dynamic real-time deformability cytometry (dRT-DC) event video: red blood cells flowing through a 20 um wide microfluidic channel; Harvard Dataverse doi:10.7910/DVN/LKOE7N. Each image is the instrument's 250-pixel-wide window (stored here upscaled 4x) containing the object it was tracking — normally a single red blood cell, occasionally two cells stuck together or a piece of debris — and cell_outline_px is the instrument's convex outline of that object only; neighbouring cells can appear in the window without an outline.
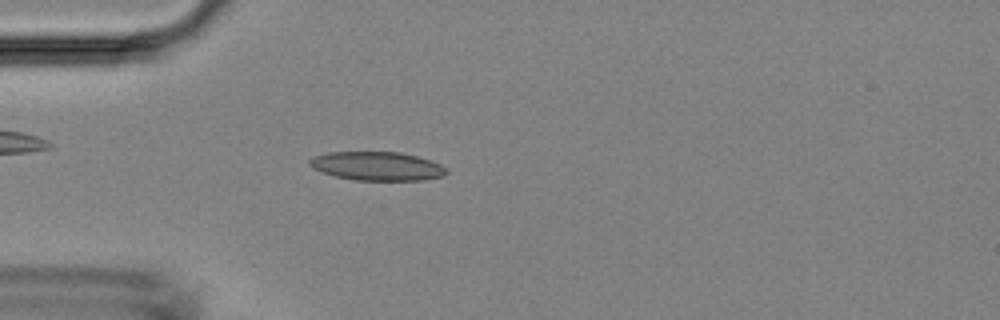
{"species": "Egyptian fruit bat (a non-hibernating species)", "species_latin": "Rousettus aegyptiacus", "temperature_condition": "room temperature", "stored_images_in_passage": 39, "camera_frame_rate_fps": 3000, "um_per_image_px": 0.085, "animal": {"sex": "female"}, "frame": {"image": 1, "passage_image": 6, "time_ms": 1.667, "image_size_px": [1000, 320], "cell_outline_px": [[448, 172], [444, 176], [420, 180], [356, 180], [336, 176], [312, 168], [308, 164], [308, 160], [312, 156], [328, 152], [400, 152], [432, 160], [448, 168]], "centroid_in_image_um": [32.06, 14.11], "position_along_channel_um": 52.9, "area_um2": 23.0}}
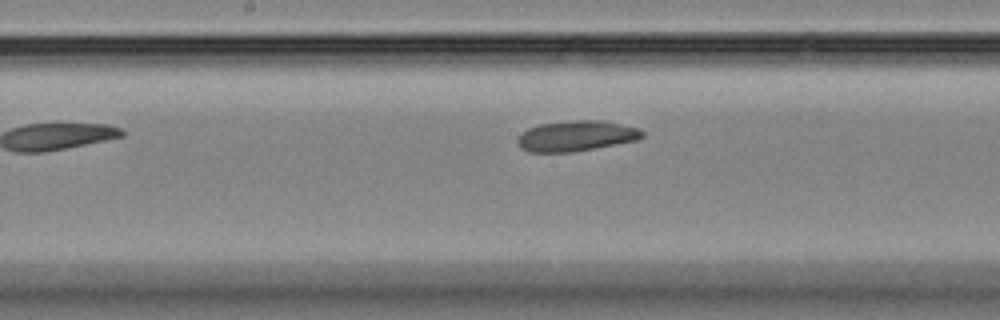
{"frame": {"image": 2, "passage_image": 18, "time_ms": 5.667, "image_size_px": [1000, 320], "cell_outline_px": [[644, 136], [636, 140], [572, 152], [528, 152], [520, 148], [516, 144], [516, 140], [520, 132], [528, 128], [540, 124], [576, 120], [604, 120], [640, 128], [644, 132]], "centroid_in_image_um": [48.94, 11.55], "position_along_channel_um": 199.3, "area_um2": 22.31}}
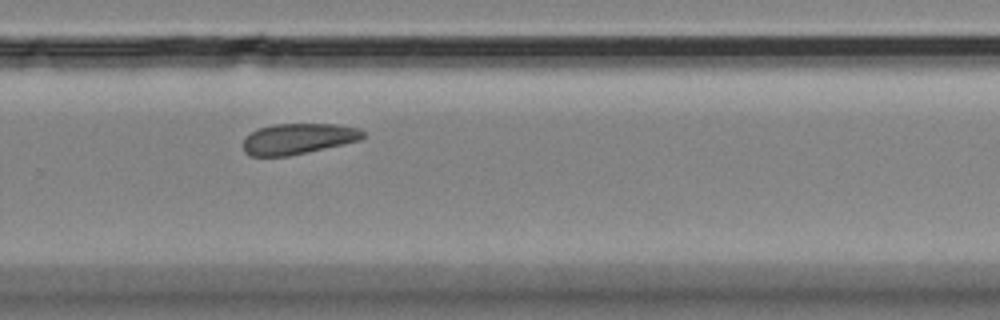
{"frame": {"image": 3, "passage_image": 26, "time_ms": 8.333, "image_size_px": [1000, 320], "cell_outline_px": [[364, 136], [360, 140], [344, 144], [308, 152], [288, 156], [248, 156], [244, 152], [244, 140], [256, 128], [276, 124], [336, 124], [360, 128], [364, 132]], "centroid_in_image_um": [25.35, 11.79], "position_along_channel_um": 304.4, "area_um2": 21.5}}